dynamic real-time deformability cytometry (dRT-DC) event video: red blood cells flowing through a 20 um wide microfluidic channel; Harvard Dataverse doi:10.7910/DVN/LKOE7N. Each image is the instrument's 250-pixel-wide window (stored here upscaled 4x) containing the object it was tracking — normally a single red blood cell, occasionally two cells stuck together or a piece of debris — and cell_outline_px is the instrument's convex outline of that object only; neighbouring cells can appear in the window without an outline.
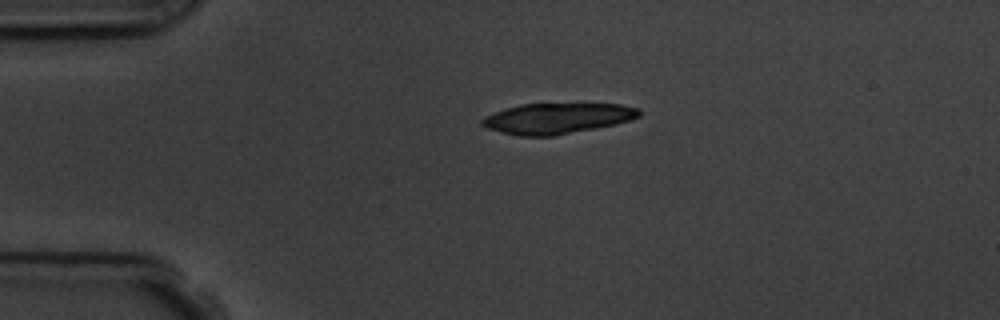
{"species": "common noctule bat (a hibernating species)", "species_latin": "Nyctalus noctula", "temperature_condition": "room temperature", "stored_images_in_passage": 2, "camera_frame_rate_fps": 3000, "um_per_image_px": 0.085, "animal": {"sex": "male", "body_mass_g": 19.5, "forearm_length_mm": 54.6}, "frame": {"image": 1, "passage_image": 1, "time_ms": 0.0, "image_size_px": [1000, 320], "cell_outline_px": [[640, 116], [616, 124], [556, 136], [520, 136], [488, 128], [480, 124], [480, 120], [484, 116], [520, 104], [620, 104], [640, 108]], "centroid_in_image_um": [47.37, 10.06], "position_along_channel_um": 37.6, "area_um2": 27.86}}